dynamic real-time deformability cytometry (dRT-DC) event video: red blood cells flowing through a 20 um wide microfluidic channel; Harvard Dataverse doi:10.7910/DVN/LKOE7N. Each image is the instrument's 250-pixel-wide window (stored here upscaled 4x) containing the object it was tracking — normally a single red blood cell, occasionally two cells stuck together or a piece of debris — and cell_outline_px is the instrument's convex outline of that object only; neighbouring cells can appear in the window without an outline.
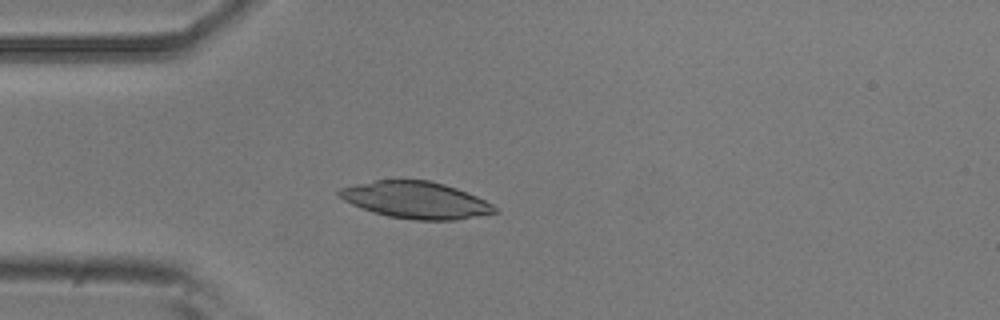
{"species": "common noctule bat (a hibernating species)", "species_latin": "Nyctalus noctula", "temperature_condition": "room temperature", "stored_images_in_passage": 3, "camera_frame_rate_fps": 3000, "um_per_image_px": 0.085, "animal": {"sex": "male", "body_mass_g": 20.5, "forearm_length_mm": 52.5}, "frame": {"image": 1, "passage_image": 3, "time_ms": 0.667, "image_size_px": [1000, 320], "cell_outline_px": [[500, 212], [456, 220], [416, 220], [388, 216], [372, 212], [352, 204], [344, 200], [336, 192], [340, 188], [356, 184], [376, 180], [428, 180], [444, 184], [468, 192], [492, 204]], "centroid_in_image_um": [35.36, 17.01], "position_along_channel_um": 49.6, "area_um2": 33.23}}